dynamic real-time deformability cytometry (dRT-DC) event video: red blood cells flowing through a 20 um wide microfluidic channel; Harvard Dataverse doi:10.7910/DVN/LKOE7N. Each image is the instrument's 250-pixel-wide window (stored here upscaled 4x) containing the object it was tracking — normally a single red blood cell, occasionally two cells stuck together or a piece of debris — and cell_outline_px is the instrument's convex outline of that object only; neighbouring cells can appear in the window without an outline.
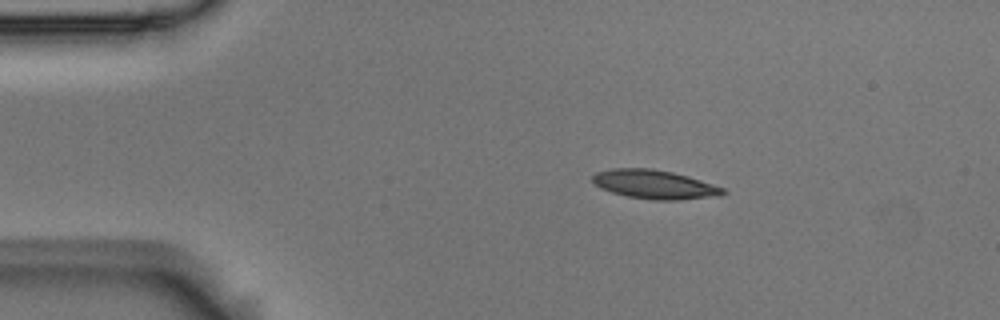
{"species": "Egyptian fruit bat (a non-hibernating species)", "species_latin": "Rousettus aegyptiacus", "temperature_condition": "room temperature", "stored_images_in_passage": 4, "camera_frame_rate_fps": 3000, "um_per_image_px": 0.085, "animal": {"sex": "male"}, "frame": {"image": 1, "passage_image": 1, "time_ms": 0.0, "image_size_px": [1000, 320], "cell_outline_px": [[728, 192], [720, 196], [680, 200], [652, 200], [628, 196], [612, 192], [600, 188], [592, 180], [592, 176], [596, 172], [612, 168], [652, 168], [672, 172], [688, 176], [724, 188]], "centroid_in_image_um": [55.65, 15.68], "position_along_channel_um": 29.3, "area_um2": 22.02}}
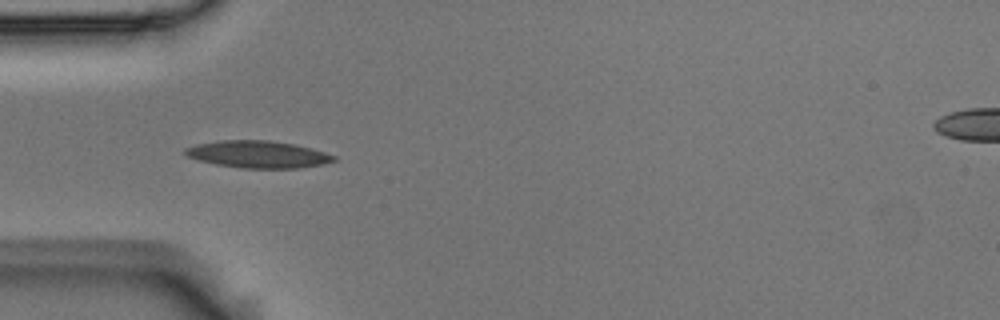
{"frame": {"image": 2, "passage_image": 3, "time_ms": 0.667, "image_size_px": [1000, 320], "cell_outline_px": [[336, 160], [324, 164], [300, 168], [244, 168], [216, 164], [200, 160], [188, 156], [184, 152], [184, 148], [196, 144], [220, 140], [268, 140], [296, 144], [312, 148], [336, 156]], "centroid_in_image_um": [21.96, 13.11], "position_along_channel_um": 63.0, "area_um2": 23.47}}
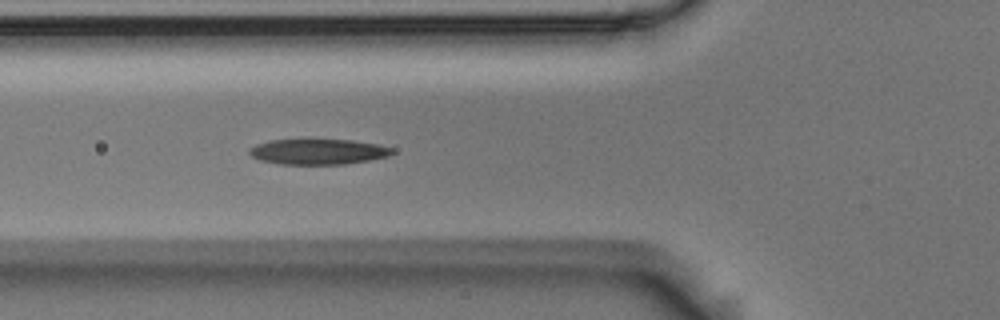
{"frame": {"image": 3, "passage_image": 4, "time_ms": 1.0, "image_size_px": [1000, 320], "cell_outline_px": [[396, 152], [388, 156], [368, 160], [344, 164], [280, 164], [260, 160], [252, 156], [248, 152], [256, 144], [268, 140], [300, 136], [308, 136], [352, 140], [376, 144], [392, 148]], "centroid_in_image_um": [26.99, 12.83], "position_along_channel_um": 98.8, "area_um2": 22.31}}